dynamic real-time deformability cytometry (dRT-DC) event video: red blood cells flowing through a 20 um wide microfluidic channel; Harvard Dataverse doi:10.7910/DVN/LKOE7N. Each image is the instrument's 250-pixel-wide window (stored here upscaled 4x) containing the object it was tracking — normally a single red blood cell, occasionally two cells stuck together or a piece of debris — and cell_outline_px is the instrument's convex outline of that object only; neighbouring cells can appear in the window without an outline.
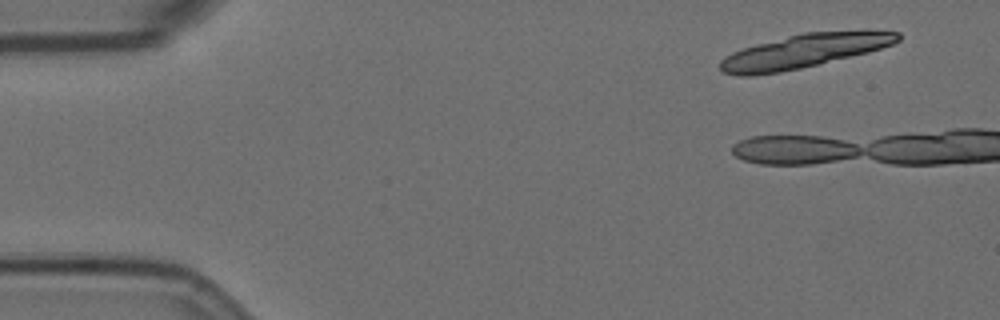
{"species": "Egyptian fruit bat (a non-hibernating species)", "species_latin": "Rousettus aegyptiacus", "temperature_condition": "room temperature", "stored_images_in_passage": 10, "camera_frame_rate_fps": 3000, "um_per_image_px": 0.085, "animal": {"sex": "female"}, "frame": {"image": 1, "passage_image": 1, "time_ms": 0.0, "image_size_px": [1000, 320], "cell_outline_px": [[900, 40], [892, 44], [868, 52], [800, 68], [780, 72], [752, 76], [740, 76], [724, 72], [720, 68], [720, 60], [724, 56], [732, 52], [756, 44], [804, 32], [900, 32]], "centroid_in_image_um": [68.24, 4.37], "position_along_channel_um": 16.8, "area_um2": 33.99}}